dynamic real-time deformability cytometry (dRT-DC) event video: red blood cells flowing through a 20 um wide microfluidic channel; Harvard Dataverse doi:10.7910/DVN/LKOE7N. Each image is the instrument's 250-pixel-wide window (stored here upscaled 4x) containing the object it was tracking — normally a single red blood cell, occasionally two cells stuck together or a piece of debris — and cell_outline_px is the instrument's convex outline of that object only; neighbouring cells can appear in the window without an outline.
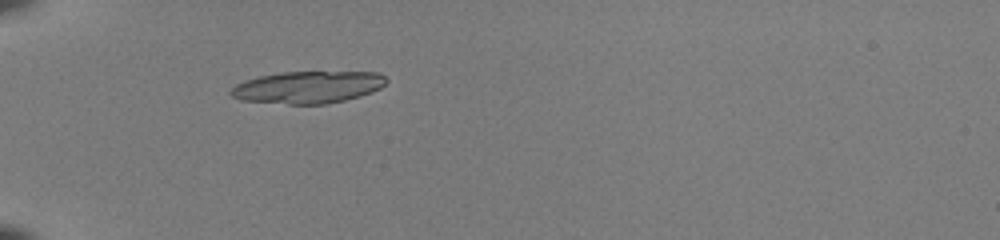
{"species": "common noctule bat (a hibernating species)", "species_latin": "Nyctalus noctula", "temperature_condition": "room temperature", "stored_images_in_passage": 34, "camera_frame_rate_fps": 3000, "um_per_image_px": 0.085, "animal": {"sex": "female", "body_mass_g": 22.0, "forearm_length_mm": 56.7}, "frame": {"image": 1, "passage_image": 1, "time_ms": 0.0, "image_size_px": [1000, 240], "cell_outline_px": [[388, 80], [380, 88], [372, 92], [360, 96], [344, 100], [324, 104], [288, 104], [240, 100], [232, 96], [228, 92], [236, 84], [244, 80], [260, 76], [280, 72], [380, 72]], "centroid_in_image_um": [26.16, 7.41], "position_along_channel_um": 58.8, "area_um2": 29.13}}